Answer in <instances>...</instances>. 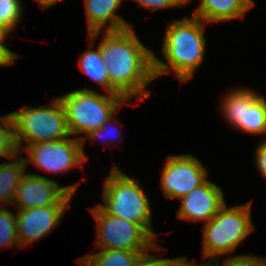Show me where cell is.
<instances>
[{
  "label": "cell",
  "instance_id": "6da1fadb",
  "mask_svg": "<svg viewBox=\"0 0 266 266\" xmlns=\"http://www.w3.org/2000/svg\"><path fill=\"white\" fill-rule=\"evenodd\" d=\"M101 33L103 38L98 46L107 67L110 94L120 95L126 101L149 98L152 93L146 87L155 80L153 49L140 41L133 26Z\"/></svg>",
  "mask_w": 266,
  "mask_h": 266
},
{
  "label": "cell",
  "instance_id": "7a4b0ae2",
  "mask_svg": "<svg viewBox=\"0 0 266 266\" xmlns=\"http://www.w3.org/2000/svg\"><path fill=\"white\" fill-rule=\"evenodd\" d=\"M206 26L205 22L193 16L168 22L161 49L166 62L153 53L155 80L174 72L182 85L194 77L206 55Z\"/></svg>",
  "mask_w": 266,
  "mask_h": 266
},
{
  "label": "cell",
  "instance_id": "3957f363",
  "mask_svg": "<svg viewBox=\"0 0 266 266\" xmlns=\"http://www.w3.org/2000/svg\"><path fill=\"white\" fill-rule=\"evenodd\" d=\"M148 196L138 179L129 177L114 164L103 181L102 201L98 205L111 216L139 224L156 241Z\"/></svg>",
  "mask_w": 266,
  "mask_h": 266
},
{
  "label": "cell",
  "instance_id": "277c9868",
  "mask_svg": "<svg viewBox=\"0 0 266 266\" xmlns=\"http://www.w3.org/2000/svg\"><path fill=\"white\" fill-rule=\"evenodd\" d=\"M252 201L227 206V203L205 223L202 228V259L206 262L219 260L220 256L232 255L236 248L256 230L251 215Z\"/></svg>",
  "mask_w": 266,
  "mask_h": 266
},
{
  "label": "cell",
  "instance_id": "5b68a950",
  "mask_svg": "<svg viewBox=\"0 0 266 266\" xmlns=\"http://www.w3.org/2000/svg\"><path fill=\"white\" fill-rule=\"evenodd\" d=\"M59 99L66 112L70 135L79 140L90 131L99 129L125 104L135 102L126 101L120 95L100 94L87 87L65 93Z\"/></svg>",
  "mask_w": 266,
  "mask_h": 266
},
{
  "label": "cell",
  "instance_id": "8992f818",
  "mask_svg": "<svg viewBox=\"0 0 266 266\" xmlns=\"http://www.w3.org/2000/svg\"><path fill=\"white\" fill-rule=\"evenodd\" d=\"M10 113L19 153L28 145L59 141L71 136L59 97L51 99L47 106H24Z\"/></svg>",
  "mask_w": 266,
  "mask_h": 266
},
{
  "label": "cell",
  "instance_id": "52a82bcc",
  "mask_svg": "<svg viewBox=\"0 0 266 266\" xmlns=\"http://www.w3.org/2000/svg\"><path fill=\"white\" fill-rule=\"evenodd\" d=\"M96 220L97 249H123L148 252L156 244L139 224L107 214L98 204L89 209Z\"/></svg>",
  "mask_w": 266,
  "mask_h": 266
},
{
  "label": "cell",
  "instance_id": "ba28073f",
  "mask_svg": "<svg viewBox=\"0 0 266 266\" xmlns=\"http://www.w3.org/2000/svg\"><path fill=\"white\" fill-rule=\"evenodd\" d=\"M220 100V111L227 124L242 133L266 134V99L254 89L237 87Z\"/></svg>",
  "mask_w": 266,
  "mask_h": 266
},
{
  "label": "cell",
  "instance_id": "9c48e42d",
  "mask_svg": "<svg viewBox=\"0 0 266 266\" xmlns=\"http://www.w3.org/2000/svg\"><path fill=\"white\" fill-rule=\"evenodd\" d=\"M24 152L28 155L22 157L26 170L30 162L38 169L50 174H65L74 168L83 167L86 162L81 140L72 136L59 141L28 145L20 154Z\"/></svg>",
  "mask_w": 266,
  "mask_h": 266
},
{
  "label": "cell",
  "instance_id": "30bf717a",
  "mask_svg": "<svg viewBox=\"0 0 266 266\" xmlns=\"http://www.w3.org/2000/svg\"><path fill=\"white\" fill-rule=\"evenodd\" d=\"M81 182L63 186L39 173L25 172L13 200L15 209H30L51 205H70Z\"/></svg>",
  "mask_w": 266,
  "mask_h": 266
},
{
  "label": "cell",
  "instance_id": "8fae6325",
  "mask_svg": "<svg viewBox=\"0 0 266 266\" xmlns=\"http://www.w3.org/2000/svg\"><path fill=\"white\" fill-rule=\"evenodd\" d=\"M208 179L203 162L190 153L168 155L161 172L160 188L166 199H181Z\"/></svg>",
  "mask_w": 266,
  "mask_h": 266
},
{
  "label": "cell",
  "instance_id": "7c38bea8",
  "mask_svg": "<svg viewBox=\"0 0 266 266\" xmlns=\"http://www.w3.org/2000/svg\"><path fill=\"white\" fill-rule=\"evenodd\" d=\"M71 205H51L16 209L17 236L20 248L47 237L59 226Z\"/></svg>",
  "mask_w": 266,
  "mask_h": 266
},
{
  "label": "cell",
  "instance_id": "4fadbf2b",
  "mask_svg": "<svg viewBox=\"0 0 266 266\" xmlns=\"http://www.w3.org/2000/svg\"><path fill=\"white\" fill-rule=\"evenodd\" d=\"M180 201L176 218L197 223H208L226 203L222 188L208 179Z\"/></svg>",
  "mask_w": 266,
  "mask_h": 266
},
{
  "label": "cell",
  "instance_id": "5bb4252c",
  "mask_svg": "<svg viewBox=\"0 0 266 266\" xmlns=\"http://www.w3.org/2000/svg\"><path fill=\"white\" fill-rule=\"evenodd\" d=\"M87 19L88 34L96 32L120 31L133 26L116 14L123 0H83ZM104 28V30H103Z\"/></svg>",
  "mask_w": 266,
  "mask_h": 266
},
{
  "label": "cell",
  "instance_id": "9a60e30c",
  "mask_svg": "<svg viewBox=\"0 0 266 266\" xmlns=\"http://www.w3.org/2000/svg\"><path fill=\"white\" fill-rule=\"evenodd\" d=\"M198 4L192 16L206 24L244 19L246 12L256 5L253 0H200Z\"/></svg>",
  "mask_w": 266,
  "mask_h": 266
},
{
  "label": "cell",
  "instance_id": "2e32d148",
  "mask_svg": "<svg viewBox=\"0 0 266 266\" xmlns=\"http://www.w3.org/2000/svg\"><path fill=\"white\" fill-rule=\"evenodd\" d=\"M101 32L88 34L89 49L85 50L78 59L79 68L92 81L102 87V89L110 94V80L108 77L107 67L100 54V48L97 45L93 49L95 40Z\"/></svg>",
  "mask_w": 266,
  "mask_h": 266
},
{
  "label": "cell",
  "instance_id": "e0dca14e",
  "mask_svg": "<svg viewBox=\"0 0 266 266\" xmlns=\"http://www.w3.org/2000/svg\"><path fill=\"white\" fill-rule=\"evenodd\" d=\"M8 161L0 162V207L3 204L12 207L17 187L26 172L22 154H18Z\"/></svg>",
  "mask_w": 266,
  "mask_h": 266
},
{
  "label": "cell",
  "instance_id": "ac0fdd59",
  "mask_svg": "<svg viewBox=\"0 0 266 266\" xmlns=\"http://www.w3.org/2000/svg\"><path fill=\"white\" fill-rule=\"evenodd\" d=\"M146 252H137L123 249H99L95 253L87 254L78 258L81 266H135L142 254Z\"/></svg>",
  "mask_w": 266,
  "mask_h": 266
},
{
  "label": "cell",
  "instance_id": "d6986e66",
  "mask_svg": "<svg viewBox=\"0 0 266 266\" xmlns=\"http://www.w3.org/2000/svg\"><path fill=\"white\" fill-rule=\"evenodd\" d=\"M3 247L20 249L16 211L13 213L5 206L0 207V250Z\"/></svg>",
  "mask_w": 266,
  "mask_h": 266
},
{
  "label": "cell",
  "instance_id": "ffe728a7",
  "mask_svg": "<svg viewBox=\"0 0 266 266\" xmlns=\"http://www.w3.org/2000/svg\"><path fill=\"white\" fill-rule=\"evenodd\" d=\"M21 0H0V27L10 35L18 28L24 15Z\"/></svg>",
  "mask_w": 266,
  "mask_h": 266
},
{
  "label": "cell",
  "instance_id": "44dd1931",
  "mask_svg": "<svg viewBox=\"0 0 266 266\" xmlns=\"http://www.w3.org/2000/svg\"><path fill=\"white\" fill-rule=\"evenodd\" d=\"M19 153L15 141L14 122L11 113L0 116V159L7 160L16 157Z\"/></svg>",
  "mask_w": 266,
  "mask_h": 266
},
{
  "label": "cell",
  "instance_id": "7402d4cb",
  "mask_svg": "<svg viewBox=\"0 0 266 266\" xmlns=\"http://www.w3.org/2000/svg\"><path fill=\"white\" fill-rule=\"evenodd\" d=\"M117 112L115 114H113V116H111L99 129L96 130H92L90 131L88 134H86L85 136H83V138L81 139V143H82V152L83 155L86 159V161H89L88 156L86 155L85 151H84V145L86 143V141H91L95 144V141H99L103 140L102 142H104V144H108V142H114V139H121L120 136V130L118 129V120H116V116ZM117 123V124H116ZM114 124H116L114 126ZM113 125V126H112ZM114 135V136H113ZM114 137V138H113Z\"/></svg>",
  "mask_w": 266,
  "mask_h": 266
},
{
  "label": "cell",
  "instance_id": "603a6c76",
  "mask_svg": "<svg viewBox=\"0 0 266 266\" xmlns=\"http://www.w3.org/2000/svg\"><path fill=\"white\" fill-rule=\"evenodd\" d=\"M214 266H220V260L211 262ZM222 266H266V257H257L253 254L232 255L223 259Z\"/></svg>",
  "mask_w": 266,
  "mask_h": 266
},
{
  "label": "cell",
  "instance_id": "cb8c5ba5",
  "mask_svg": "<svg viewBox=\"0 0 266 266\" xmlns=\"http://www.w3.org/2000/svg\"><path fill=\"white\" fill-rule=\"evenodd\" d=\"M162 249H166L164 246L159 245L157 243L151 250L142 254L138 261L136 262L135 266H172L181 256L175 258H165L161 256L158 257V254H150L151 252H156Z\"/></svg>",
  "mask_w": 266,
  "mask_h": 266
},
{
  "label": "cell",
  "instance_id": "d4e9b609",
  "mask_svg": "<svg viewBox=\"0 0 266 266\" xmlns=\"http://www.w3.org/2000/svg\"><path fill=\"white\" fill-rule=\"evenodd\" d=\"M137 2L141 7L155 12L157 10L171 9V8H184L178 0H132Z\"/></svg>",
  "mask_w": 266,
  "mask_h": 266
},
{
  "label": "cell",
  "instance_id": "484cf974",
  "mask_svg": "<svg viewBox=\"0 0 266 266\" xmlns=\"http://www.w3.org/2000/svg\"><path fill=\"white\" fill-rule=\"evenodd\" d=\"M259 143L254 153V164L259 174L266 180V138Z\"/></svg>",
  "mask_w": 266,
  "mask_h": 266
},
{
  "label": "cell",
  "instance_id": "4316f807",
  "mask_svg": "<svg viewBox=\"0 0 266 266\" xmlns=\"http://www.w3.org/2000/svg\"><path fill=\"white\" fill-rule=\"evenodd\" d=\"M9 35L0 27V48L15 62L20 57L16 52L10 50L11 45H6L5 41Z\"/></svg>",
  "mask_w": 266,
  "mask_h": 266
},
{
  "label": "cell",
  "instance_id": "83f0119b",
  "mask_svg": "<svg viewBox=\"0 0 266 266\" xmlns=\"http://www.w3.org/2000/svg\"><path fill=\"white\" fill-rule=\"evenodd\" d=\"M41 6L43 10H46L48 7H52L56 3H59L62 0H35Z\"/></svg>",
  "mask_w": 266,
  "mask_h": 266
},
{
  "label": "cell",
  "instance_id": "f1b7e54d",
  "mask_svg": "<svg viewBox=\"0 0 266 266\" xmlns=\"http://www.w3.org/2000/svg\"><path fill=\"white\" fill-rule=\"evenodd\" d=\"M187 260V256H181L172 266H188Z\"/></svg>",
  "mask_w": 266,
  "mask_h": 266
},
{
  "label": "cell",
  "instance_id": "f546056e",
  "mask_svg": "<svg viewBox=\"0 0 266 266\" xmlns=\"http://www.w3.org/2000/svg\"><path fill=\"white\" fill-rule=\"evenodd\" d=\"M188 266H214L211 262H204L201 264H197L195 263V261H190V263L188 262Z\"/></svg>",
  "mask_w": 266,
  "mask_h": 266
},
{
  "label": "cell",
  "instance_id": "4dcf8cb0",
  "mask_svg": "<svg viewBox=\"0 0 266 266\" xmlns=\"http://www.w3.org/2000/svg\"><path fill=\"white\" fill-rule=\"evenodd\" d=\"M184 7H185V5H188V4H190V2L192 1V0H178Z\"/></svg>",
  "mask_w": 266,
  "mask_h": 266
}]
</instances>
